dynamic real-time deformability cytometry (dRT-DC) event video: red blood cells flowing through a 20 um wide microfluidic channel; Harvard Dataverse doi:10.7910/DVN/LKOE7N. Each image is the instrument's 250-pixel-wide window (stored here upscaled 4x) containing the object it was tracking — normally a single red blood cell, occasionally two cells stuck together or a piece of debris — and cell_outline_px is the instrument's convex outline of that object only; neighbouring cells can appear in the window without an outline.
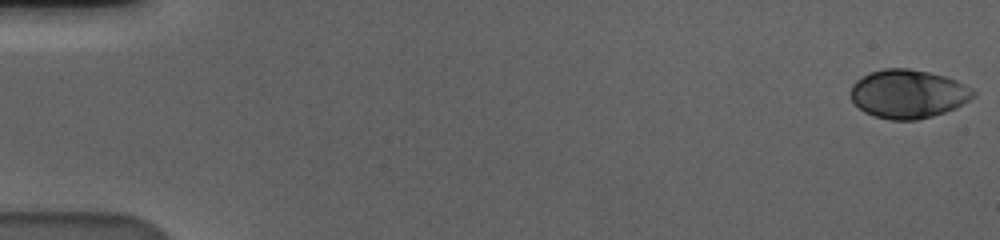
{"species": "human", "species_latin": "Homo sapiens", "temperature_condition": "cold", "stored_images_in_passage": 58, "camera_frame_rate_fps": 3000, "um_per_image_px": 0.085, "donor": {"sex": "male"}, "frame": {"image": 1, "passage_image": 1, "time_ms": 0.0, "image_size_px": [1000, 240], "cell_outline_px": [[976, 96], [956, 108], [932, 116], [916, 120], [892, 120], [876, 116], [864, 112], [852, 100], [848, 92], [852, 84], [856, 80], [872, 72], [884, 68], [908, 68], [928, 72], [944, 76], [956, 80], [972, 88], [976, 92]], "centroid_in_image_um": [77.19, 7.98], "position_along_channel_um": 7.8, "area_um2": 34.8}}
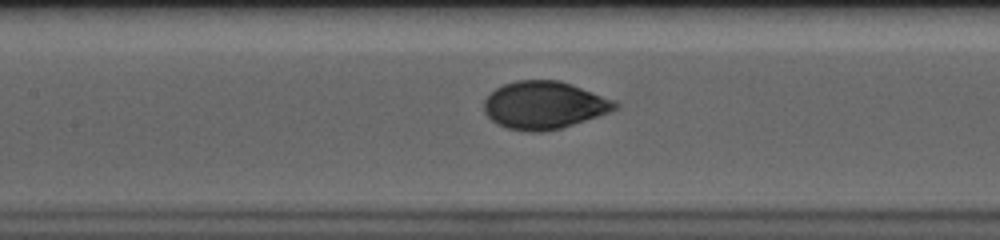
{"frame": {"image": 2, "passage_image": 28, "time_ms": 9.0, "image_size_px": [1000, 240], "cell_outline_px": [[620, 108], [560, 128], [540, 132], [528, 132], [508, 128], [496, 124], [484, 112], [484, 100], [496, 88], [504, 84], [516, 80], [560, 80], [572, 84], [616, 100], [620, 104]], "centroid_in_image_um": [46.26, 8.93], "position_along_channel_um": 161.1, "area_um2": 36.36}}
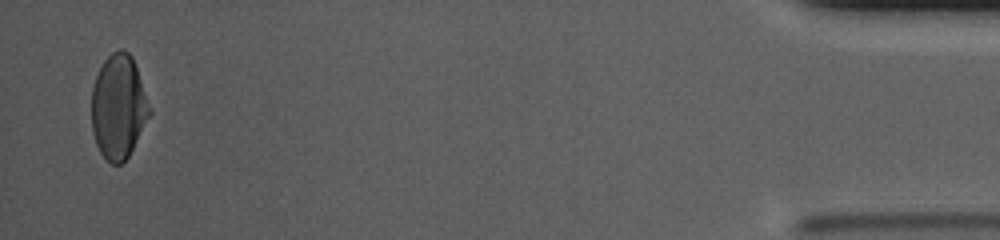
{"frame": {"image": 3, "passage_image": 57, "time_ms": 18.667, "image_size_px": [1000, 240], "cell_outline_px": [[152, 112], [128, 156], [120, 164], [112, 164], [100, 152], [96, 144], [92, 132], [92, 88], [96, 76], [104, 60], [112, 52], [120, 48], [124, 48], [132, 56]], "centroid_in_image_um": [10.06, 9.06], "position_along_channel_um": 425.1, "area_um2": 34.97}, "authors_computed_cell_mechanics": {"area_um2": 35.4603, "velocity_mm_per_s": 3.5872, "shape_relaxation_time_tau1_ms": 4.5133, "shape_relaxation_time_tau2_ms": null, "deformation_change_tau1": 0.1785, "deformation_change_tau2": null}}